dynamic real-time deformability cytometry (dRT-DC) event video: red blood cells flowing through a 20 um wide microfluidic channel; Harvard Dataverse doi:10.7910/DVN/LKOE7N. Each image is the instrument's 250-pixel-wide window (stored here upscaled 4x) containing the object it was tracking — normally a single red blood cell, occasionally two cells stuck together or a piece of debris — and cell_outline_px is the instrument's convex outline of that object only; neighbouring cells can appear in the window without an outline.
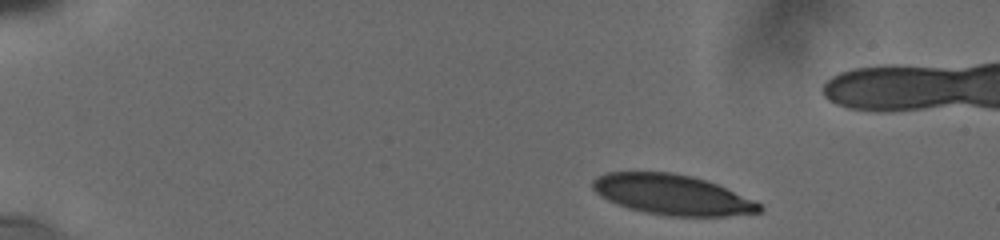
{"species": "human", "species_latin": "Homo sapiens", "temperature_condition": "cold", "stored_images_in_passage": 35, "segment_of_instrument_passage": [1, 2], "camera_frame_rate_fps": 3000, "um_per_image_px": 0.085, "donor": {"sex": "male"}, "frame": {"image": 1, "passage_image": 1, "time_ms": 0.0, "image_size_px": [1000, 240], "cell_outline_px": [[764, 208], [760, 212], [728, 216], [668, 216], [644, 212], [628, 208], [616, 204], [600, 196], [592, 188], [592, 180], [596, 176], [608, 172], [672, 172], [692, 176], [716, 184], [752, 200], [760, 204]], "centroid_in_image_um": [57.09, 16.55], "position_along_channel_um": 27.9, "area_um2": 38.96}}
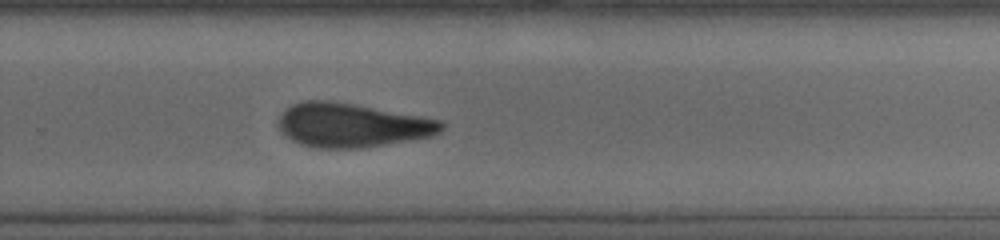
{"frame": {"image": 2, "passage_image": 20, "time_ms": 10.0, "image_size_px": [1000, 240], "cell_outline_px": [[444, 128], [440, 132], [432, 136], [364, 148], [316, 148], [300, 144], [284, 136], [280, 132], [276, 124], [280, 116], [292, 104], [304, 100], [328, 100], [352, 104], [420, 116], [440, 120], [444, 124]], "centroid_in_image_um": [29.86, 10.65], "position_along_channel_um": 299.9, "area_um2": 41.73}}
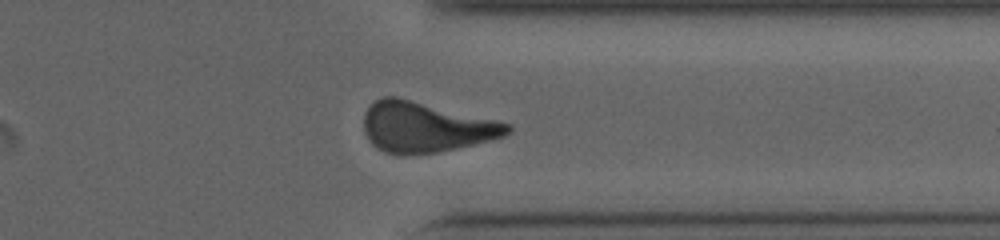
{"frame": {"image": 3, "passage_image": 25, "time_ms": 12.0, "image_size_px": [1000, 240], "cell_outline_px": [[512, 132], [504, 136], [456, 148], [436, 152], [412, 156], [400, 156], [388, 152], [372, 144], [364, 132], [364, 112], [376, 100], [384, 96], [396, 96], [496, 120], [512, 124]], "centroid_in_image_um": [36.17, 10.81], "position_along_channel_um": 375.2, "area_um2": 42.02}}